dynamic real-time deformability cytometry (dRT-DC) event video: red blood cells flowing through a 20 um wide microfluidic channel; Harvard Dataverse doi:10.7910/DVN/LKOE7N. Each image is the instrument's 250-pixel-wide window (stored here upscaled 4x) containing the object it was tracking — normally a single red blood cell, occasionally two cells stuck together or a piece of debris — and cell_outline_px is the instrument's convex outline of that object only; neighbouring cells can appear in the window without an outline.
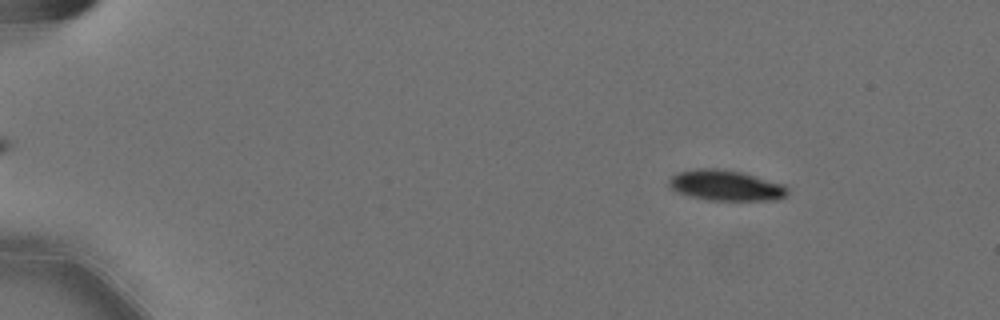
{"species": "Egyptian fruit bat (a non-hibernating species)", "species_latin": "Rousettus aegyptiacus", "temperature_condition": "cold", "stored_images_in_passage": 57, "camera_frame_rate_fps": 3000, "um_per_image_px": 0.085, "animal": {"sex": "female"}, "frame": {"image": 1, "passage_image": 8, "time_ms": 2.333, "image_size_px": [1000, 320], "cell_outline_px": [[788, 192], [784, 196], [776, 200], [708, 200], [688, 196], [676, 192], [668, 188], [668, 180], [676, 172], [696, 168], [716, 168], [740, 172], [784, 184], [788, 188]], "centroid_in_image_um": [61.62, 15.76], "position_along_channel_um": 23.4, "area_um2": 21.27}}
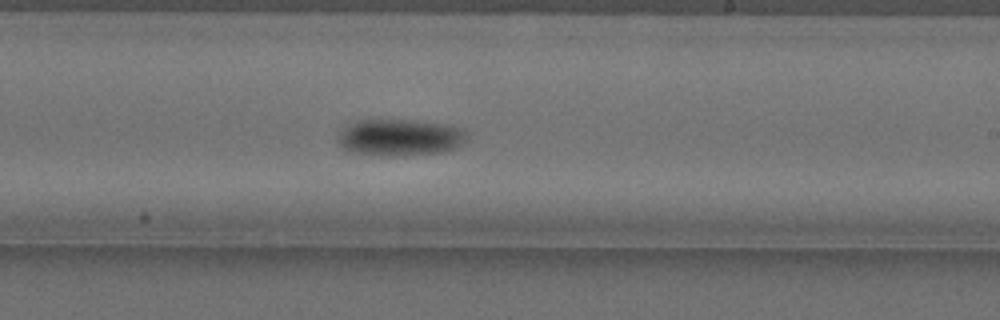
{"frame": {"image": 2, "passage_image": 36, "time_ms": 11.667, "image_size_px": [1000, 320], "cell_outline_px": [[468, 136], [456, 148], [440, 152], [392, 156], [380, 156], [352, 152], [340, 148], [336, 144], [336, 136], [348, 124], [356, 120], [416, 120], [448, 124], [464, 128], [468, 132]], "centroid_in_image_um": [33.95, 11.67], "position_along_channel_um": 255.0, "area_um2": 28.09}}
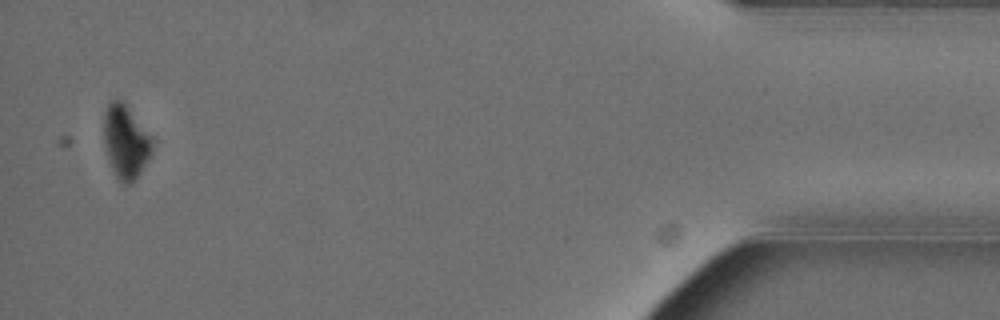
{"frame": {"image": 3, "passage_image": 56, "time_ms": 18.333, "image_size_px": [1000, 320], "cell_outline_px": [[152, 148], [148, 160], [136, 180], [132, 184], [120, 184], [116, 180], [104, 148], [104, 112], [108, 100], [120, 100], [128, 108], [152, 136]], "centroid_in_image_um": [10.66, 12.1], "position_along_channel_um": 424.5, "area_um2": 20.98}, "authors_computed_cell_mechanics": {"area_um2": 23.8714, "velocity_mm_per_s": 3.5743, "shape_relaxation_time_tau1_ms": 2.1332, "shape_relaxation_time_tau2_ms": null, "deformation_change_tau1": 0.1183, "deformation_change_tau2": null}}